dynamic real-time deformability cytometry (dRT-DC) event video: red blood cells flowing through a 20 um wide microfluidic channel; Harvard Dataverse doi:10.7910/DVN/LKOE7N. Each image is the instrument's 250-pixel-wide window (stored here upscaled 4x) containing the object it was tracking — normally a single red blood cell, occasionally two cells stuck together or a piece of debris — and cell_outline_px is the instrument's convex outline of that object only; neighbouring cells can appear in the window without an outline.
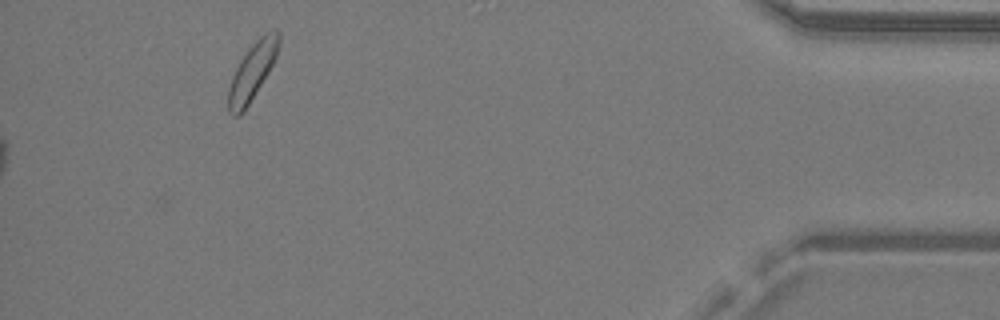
{"species": "common noctule bat (a hibernating species)", "species_latin": "Nyctalus noctula", "temperature_condition": "warm", "stored_images_in_passage": 36, "camera_frame_rate_fps": 3000, "um_per_image_px": 0.085, "animal": {"sex": "male", "body_mass_g": 19.2, "forearm_length_mm": 51.8}, "frame": {"image": 1, "passage_image": 36, "time_ms": 11.667, "image_size_px": [1000, 320], "cell_outline_px": [[280, 44], [276, 56], [268, 72], [244, 112], [240, 116], [232, 116], [228, 112], [228, 88], [232, 76], [240, 60], [248, 48], [264, 32], [276, 28], [280, 32]], "centroid_in_image_um": [21.44, 6.06], "position_along_channel_um": 413.8, "area_um2": 16.88}}